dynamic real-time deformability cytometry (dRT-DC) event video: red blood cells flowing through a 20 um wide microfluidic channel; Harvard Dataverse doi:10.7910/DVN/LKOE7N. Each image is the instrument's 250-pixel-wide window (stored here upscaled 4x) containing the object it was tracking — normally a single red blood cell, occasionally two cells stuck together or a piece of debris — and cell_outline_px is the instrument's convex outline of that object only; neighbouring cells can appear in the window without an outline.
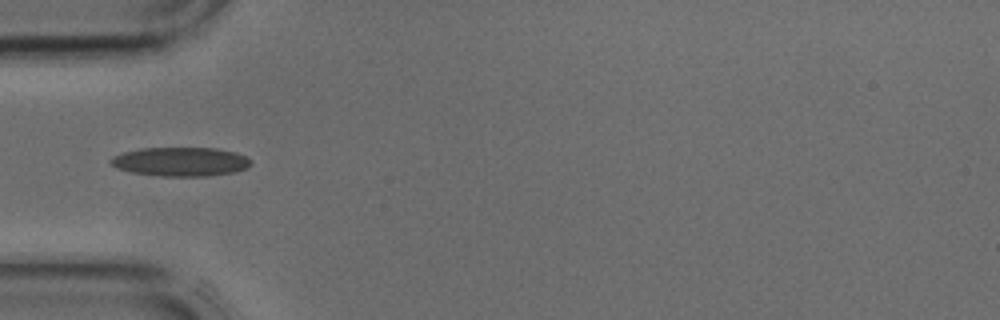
{"species": "common noctule bat (a hibernating species)", "species_latin": "Nyctalus noctula", "temperature_condition": "cold", "stored_images_in_passage": 19, "camera_frame_rate_fps": 3000, "um_per_image_px": 0.085, "animal": {"sex": "male", "body_mass_g": 17.9, "forearm_length_mm": 54.2}, "frame": {"image": 1, "passage_image": 5, "time_ms": 1.333, "image_size_px": [1000, 320], "cell_outline_px": [[252, 164], [248, 168], [232, 172], [208, 176], [160, 176], [132, 172], [116, 168], [108, 160], [112, 156], [124, 152], [140, 148], [216, 148], [236, 152], [252, 160]], "centroid_in_image_um": [15.35, 13.74], "position_along_channel_um": 69.6, "area_um2": 23.76}}